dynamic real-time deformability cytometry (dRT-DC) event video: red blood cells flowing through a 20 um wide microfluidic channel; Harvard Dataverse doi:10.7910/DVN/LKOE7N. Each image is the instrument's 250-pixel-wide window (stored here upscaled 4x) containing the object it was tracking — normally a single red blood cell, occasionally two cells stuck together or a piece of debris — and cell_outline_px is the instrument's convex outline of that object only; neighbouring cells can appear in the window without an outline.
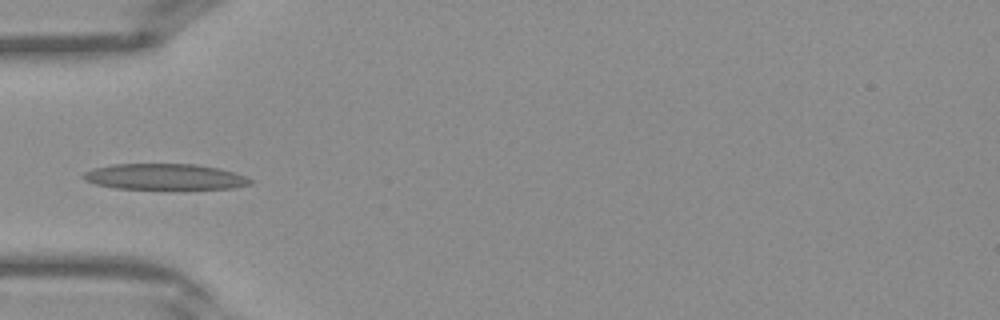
{"species": "Egyptian fruit bat (a non-hibernating species)", "species_latin": "Rousettus aegyptiacus", "temperature_condition": "warm", "stored_images_in_passage": 28, "camera_frame_rate_fps": 3000, "um_per_image_px": 0.085, "frame": {"image": 1, "passage_image": 1, "time_ms": 0.0, "image_size_px": [1000, 320], "cell_outline_px": [[252, 184], [232, 188], [116, 188], [96, 184], [84, 180], [80, 176], [84, 172], [96, 168], [112, 164], [196, 164], [220, 168], [244, 176], [252, 180]], "centroid_in_image_um": [13.98, 15.01], "position_along_channel_um": 71.0, "area_um2": 24.85}}
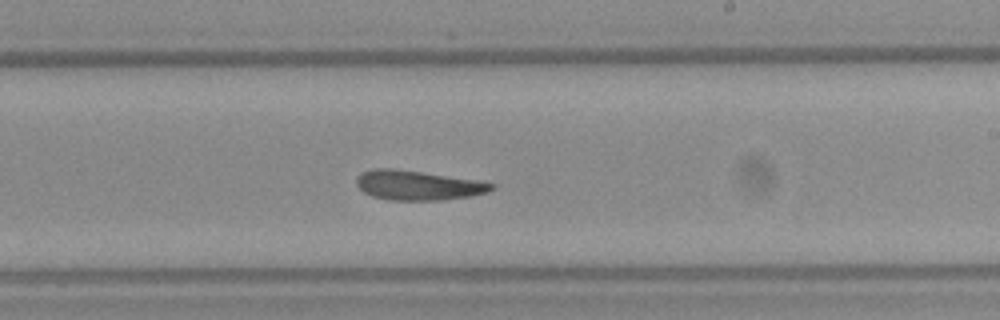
{"frame": {"image": 2, "passage_image": 12, "time_ms": 3.667, "image_size_px": [1000, 320], "cell_outline_px": [[496, 188], [488, 192], [472, 196], [444, 200], [388, 200], [372, 196], [364, 192], [356, 184], [356, 176], [360, 172], [372, 168], [396, 168], [480, 180], [496, 184]], "centroid_in_image_um": [35.54, 15.74], "position_along_channel_um": 253.5, "area_um2": 23.81}}
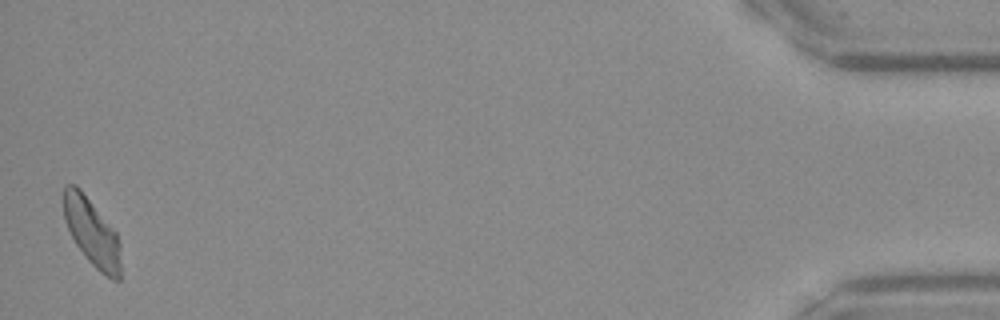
{"frame": {"image": 3, "passage_image": 28, "time_ms": 9.0, "image_size_px": [1000, 320], "cell_outline_px": [[120, 280], [112, 280], [100, 272], [88, 260], [76, 244], [64, 220], [64, 184], [76, 184], [80, 188], [116, 232], [120, 244]], "centroid_in_image_um": [7.82, 19.75], "position_along_channel_um": 427.4, "area_um2": 22.31}}